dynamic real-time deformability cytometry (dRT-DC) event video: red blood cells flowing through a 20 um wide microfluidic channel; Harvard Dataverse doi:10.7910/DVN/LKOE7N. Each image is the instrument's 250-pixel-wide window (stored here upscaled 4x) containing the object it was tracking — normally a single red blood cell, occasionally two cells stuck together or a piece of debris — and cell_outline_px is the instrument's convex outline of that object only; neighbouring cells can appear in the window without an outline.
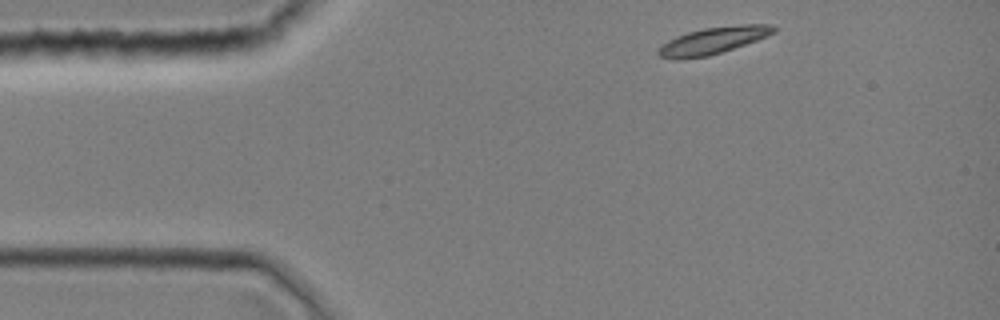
{"species": "common noctule bat (a hibernating species)", "species_latin": "Nyctalus noctula", "temperature_condition": "room temperature", "stored_images_in_passage": 6, "camera_frame_rate_fps": 3000, "um_per_image_px": 0.085, "animal": {"sex": "female", "body_mass_g": 19.0, "forearm_length_mm": 51.5}, "frame": {"image": 1, "passage_image": 1, "time_ms": 0.0, "image_size_px": [1000, 320], "cell_outline_px": [[776, 32], [768, 36], [708, 56], [680, 60], [672, 60], [660, 56], [656, 52], [668, 40], [676, 36], [688, 32], [704, 28], [740, 24], [772, 24], [776, 28]], "centroid_in_image_um": [60.6, 3.45], "position_along_channel_um": 24.4, "area_um2": 18.03}}